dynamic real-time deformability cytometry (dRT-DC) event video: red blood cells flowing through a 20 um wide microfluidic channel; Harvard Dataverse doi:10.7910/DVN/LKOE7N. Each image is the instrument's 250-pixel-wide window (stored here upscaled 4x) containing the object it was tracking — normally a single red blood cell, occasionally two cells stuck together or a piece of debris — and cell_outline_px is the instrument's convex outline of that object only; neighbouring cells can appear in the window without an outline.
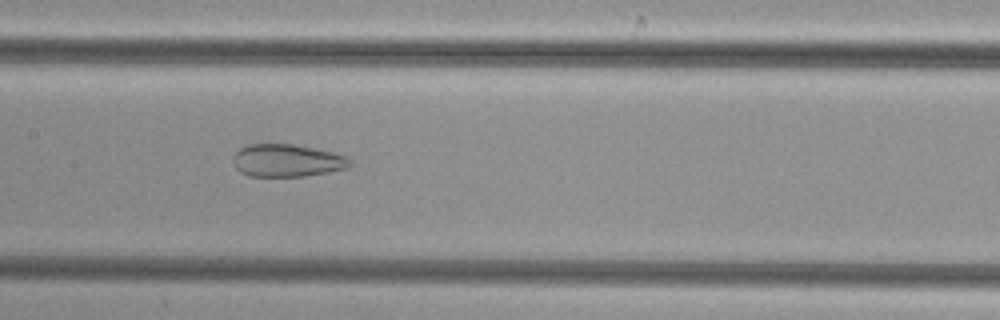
{"species": "common noctule bat (a hibernating species)", "species_latin": "Nyctalus noctula", "temperature_condition": "cold", "stored_images_in_passage": 46, "camera_frame_rate_fps": 3000, "um_per_image_px": 0.085, "animal": {"sex": "female", "body_mass_g": 29.2, "forearm_length_mm": 56.3}, "frame": {"image": 1, "passage_image": 20, "time_ms": 6.333, "image_size_px": [1000, 320], "cell_outline_px": [[352, 164], [348, 168], [328, 172], [304, 176], [252, 176], [240, 172], [236, 168], [232, 160], [236, 152], [240, 148], [248, 144], [292, 144], [332, 152], [348, 156], [352, 160]], "centroid_in_image_um": [24.42, 13.64], "position_along_channel_um": 183.0, "area_um2": 22.2}}
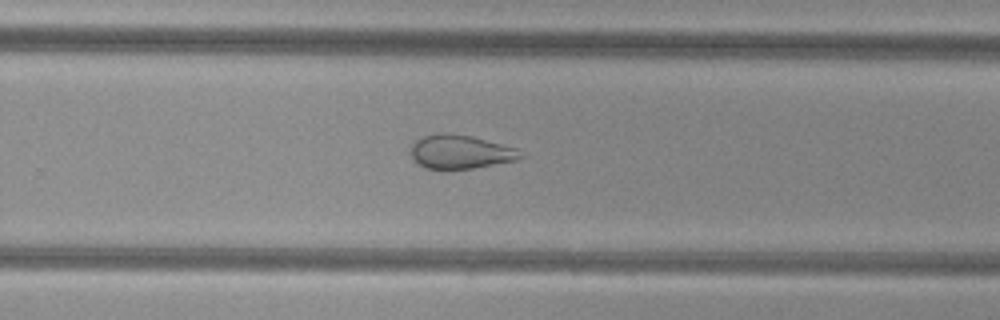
{"frame": {"image": 2, "passage_image": 28, "time_ms": 9.0, "image_size_px": [1000, 320], "cell_outline_px": [[524, 156], [516, 160], [472, 168], [424, 168], [412, 160], [408, 152], [412, 144], [416, 140], [424, 136], [440, 132], [444, 132], [472, 136], [516, 148]], "centroid_in_image_um": [39.07, 12.89], "position_along_channel_um": 290.7, "area_um2": 21.56}}
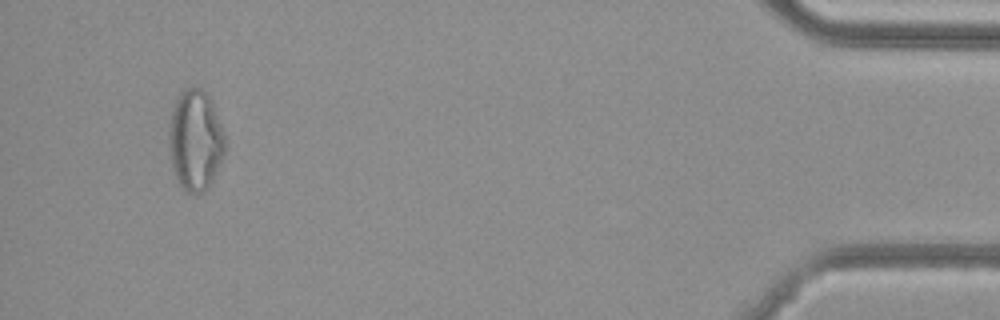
{"frame": {"image": 3, "passage_image": 43, "time_ms": 14.0, "image_size_px": [1000, 320], "cell_outline_px": [[224, 156], [208, 188], [204, 192], [196, 196], [180, 188], [176, 184], [172, 168], [168, 144], [168, 124], [176, 100], [180, 92], [188, 88], [200, 88], [212, 100], [224, 136]], "centroid_in_image_um": [16.57, 11.99], "position_along_channel_um": 418.6, "area_um2": 33.29}}